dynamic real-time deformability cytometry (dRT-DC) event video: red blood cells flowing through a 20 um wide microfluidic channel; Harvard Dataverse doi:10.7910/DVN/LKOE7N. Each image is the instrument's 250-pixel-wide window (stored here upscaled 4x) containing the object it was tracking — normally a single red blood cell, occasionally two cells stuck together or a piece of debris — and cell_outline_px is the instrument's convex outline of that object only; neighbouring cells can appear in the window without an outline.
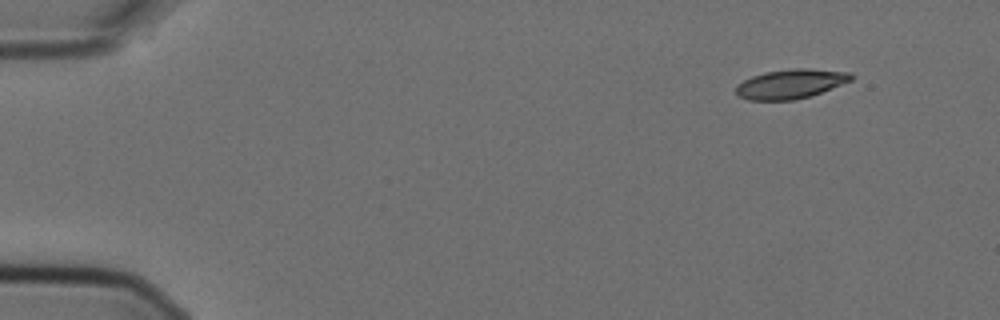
{"species": "Egyptian fruit bat (a non-hibernating species)", "species_latin": "Rousettus aegyptiacus", "temperature_condition": "cold", "stored_images_in_passage": 5, "camera_frame_rate_fps": 3000, "um_per_image_px": 0.085, "animal": {"sex": "female"}, "frame": {"image": 1, "passage_image": 1, "time_ms": 0.0, "image_size_px": [1000, 320], "cell_outline_px": [[856, 76], [852, 80], [820, 92], [808, 96], [792, 100], [748, 100], [736, 96], [736, 84], [752, 76], [764, 72], [792, 68], [808, 68], [852, 72]], "centroid_in_image_um": [67.19, 7.12], "position_along_channel_um": 17.8, "area_um2": 19.83}}
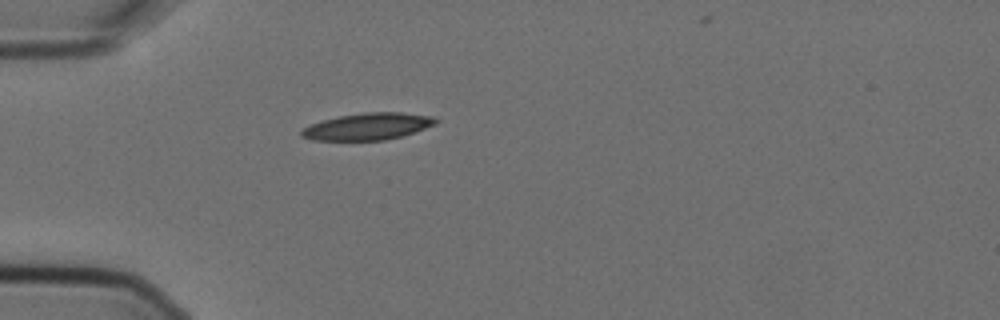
{"frame": {"image": 2, "passage_image": 4, "time_ms": 1.0, "image_size_px": [1000, 320], "cell_outline_px": [[440, 120], [436, 124], [400, 136], [384, 140], [312, 140], [300, 136], [300, 132], [304, 128], [312, 124], [324, 120], [340, 116], [364, 112], [400, 112], [436, 116]], "centroid_in_image_um": [31.3, 10.74], "position_along_channel_um": 53.7, "area_um2": 20.87}}